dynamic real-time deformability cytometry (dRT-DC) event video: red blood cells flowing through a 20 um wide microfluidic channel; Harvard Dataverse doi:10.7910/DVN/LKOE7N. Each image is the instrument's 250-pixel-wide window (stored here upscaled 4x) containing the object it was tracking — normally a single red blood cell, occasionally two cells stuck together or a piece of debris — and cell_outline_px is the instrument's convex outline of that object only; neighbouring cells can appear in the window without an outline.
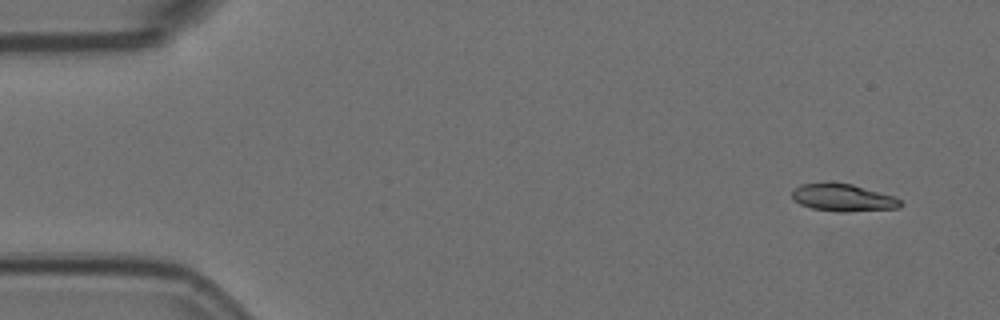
{"species": "Egyptian fruit bat (a non-hibernating species)", "species_latin": "Rousettus aegyptiacus", "temperature_condition": "room temperature", "stored_images_in_passage": 5, "camera_frame_rate_fps": 3000, "um_per_image_px": 0.085, "animal": {"sex": "female"}, "frame": {"image": 1, "passage_image": 1, "time_ms": 0.0, "image_size_px": [1000, 320], "cell_outline_px": [[900, 208], [848, 212], [840, 212], [812, 208], [800, 204], [792, 200], [792, 192], [800, 184], [852, 184], [896, 196], [900, 200]], "centroid_in_image_um": [71.69, 16.83], "position_along_channel_um": 13.3, "area_um2": 17.05}}
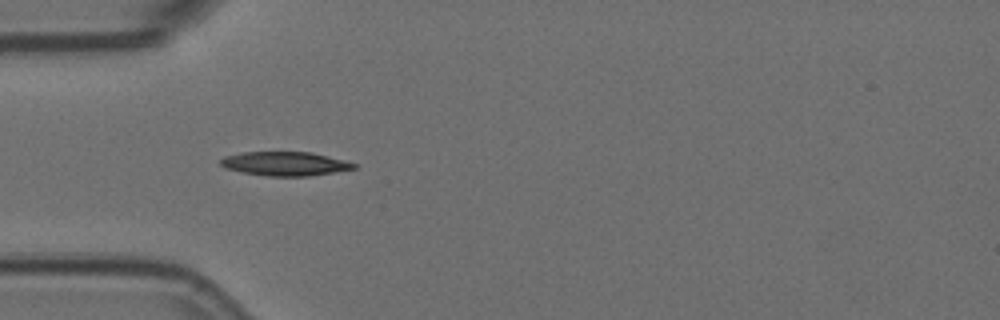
{"frame": {"image": 2, "passage_image": 4, "time_ms": 1.0, "image_size_px": [1000, 320], "cell_outline_px": [[356, 168], [308, 176], [268, 176], [240, 172], [224, 168], [220, 164], [220, 160], [224, 156], [244, 152], [312, 152], [344, 160], [356, 164]], "centroid_in_image_um": [24.18, 13.91], "position_along_channel_um": 60.8, "area_um2": 18.55}}
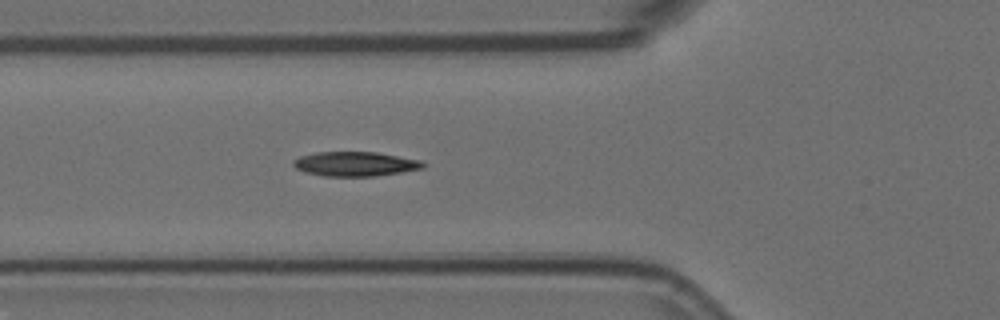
{"frame": {"image": 3, "passage_image": 5, "time_ms": 1.333, "image_size_px": [1000, 320], "cell_outline_px": [[424, 168], [376, 176], [324, 176], [304, 172], [296, 168], [292, 164], [292, 160], [300, 156], [316, 152], [376, 152], [420, 160], [424, 164]], "centroid_in_image_um": [30.15, 13.93], "position_along_channel_um": 95.7, "area_um2": 18.44}}